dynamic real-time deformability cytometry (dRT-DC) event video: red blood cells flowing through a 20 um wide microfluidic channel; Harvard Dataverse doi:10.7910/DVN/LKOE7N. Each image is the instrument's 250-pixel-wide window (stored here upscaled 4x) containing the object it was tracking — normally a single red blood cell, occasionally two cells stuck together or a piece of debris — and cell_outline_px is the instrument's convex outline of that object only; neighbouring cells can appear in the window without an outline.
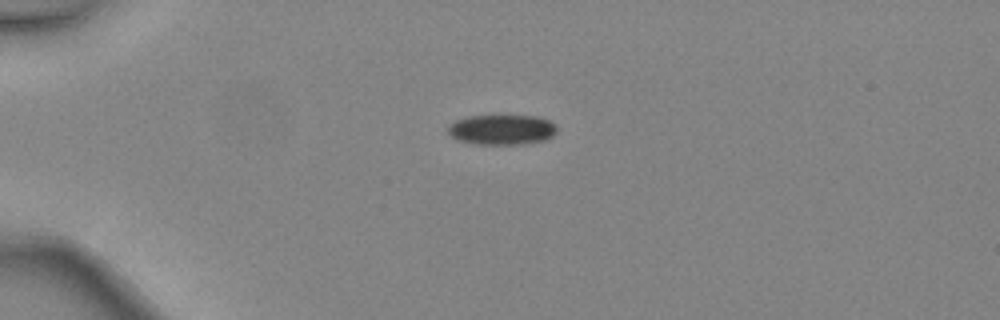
{"species": "common noctule bat (a hibernating species)", "species_latin": "Nyctalus noctula", "temperature_condition": "warm", "stored_images_in_passage": 3, "camera_frame_rate_fps": 3000, "um_per_image_px": 0.085, "animal": {"sex": "female", "body_mass_g": 24.6, "forearm_length_mm": 56.2}, "frame": {"image": 1, "passage_image": 2, "time_ms": 0.333, "image_size_px": [1000, 320], "cell_outline_px": [[556, 132], [552, 136], [544, 140], [524, 144], [472, 144], [456, 140], [448, 132], [448, 124], [456, 120], [468, 116], [536, 116], [548, 120], [556, 124]], "centroid_in_image_um": [42.63, 11.03], "position_along_channel_um": 42.4, "area_um2": 19.19}}
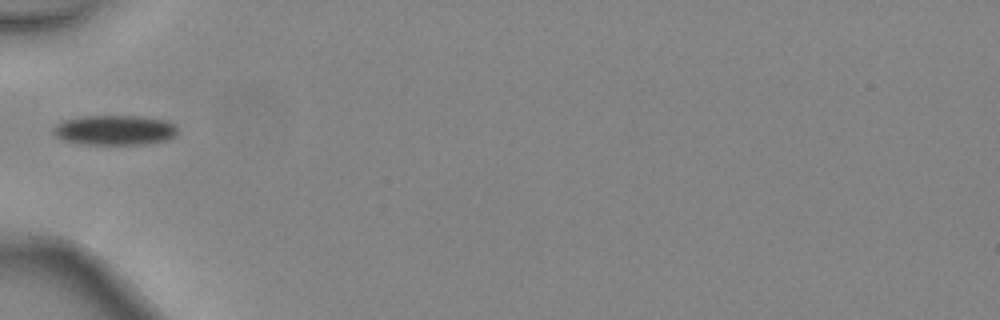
{"frame": {"image": 2, "passage_image": 3, "time_ms": 0.667, "image_size_px": [1000, 320], "cell_outline_px": [[176, 136], [168, 140], [144, 144], [80, 144], [64, 140], [56, 136], [52, 132], [52, 128], [56, 124], [64, 120], [84, 116], [140, 116], [168, 120], [176, 128]], "centroid_in_image_um": [9.74, 11.06], "position_along_channel_um": 75.3, "area_um2": 21.73}}